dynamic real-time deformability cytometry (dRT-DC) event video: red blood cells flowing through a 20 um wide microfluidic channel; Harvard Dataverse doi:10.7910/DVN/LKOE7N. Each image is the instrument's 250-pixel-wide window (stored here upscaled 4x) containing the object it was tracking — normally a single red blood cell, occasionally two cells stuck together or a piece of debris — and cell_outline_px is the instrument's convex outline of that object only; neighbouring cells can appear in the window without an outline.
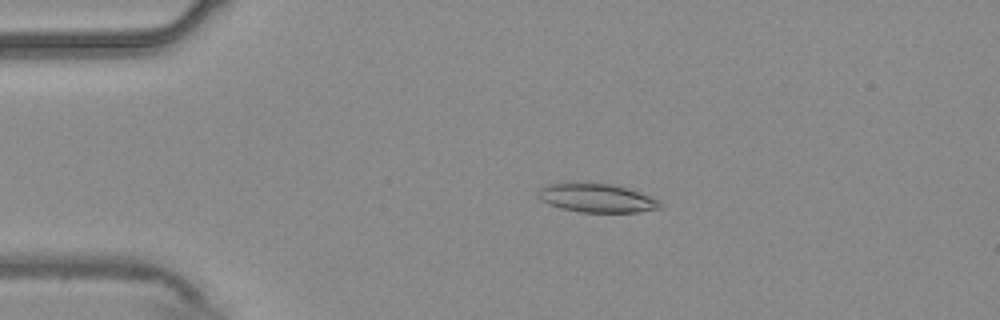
{"species": "common noctule bat (a hibernating species)", "species_latin": "Nyctalus noctula", "temperature_condition": "warm", "stored_images_in_passage": 23, "camera_frame_rate_fps": 3000, "um_per_image_px": 0.085, "animal": {"sex": "male", "body_mass_g": 20.4}, "frame": {"image": 1, "passage_image": 1, "time_ms": 0.0, "image_size_px": [1000, 320], "cell_outline_px": [[664, 204], [660, 208], [636, 212], [580, 212], [548, 204], [540, 200], [536, 192], [540, 188], [548, 184], [584, 180], [612, 184], [628, 188], [660, 200]], "centroid_in_image_um": [50.69, 16.79], "position_along_channel_um": 34.3, "area_um2": 20.98}}
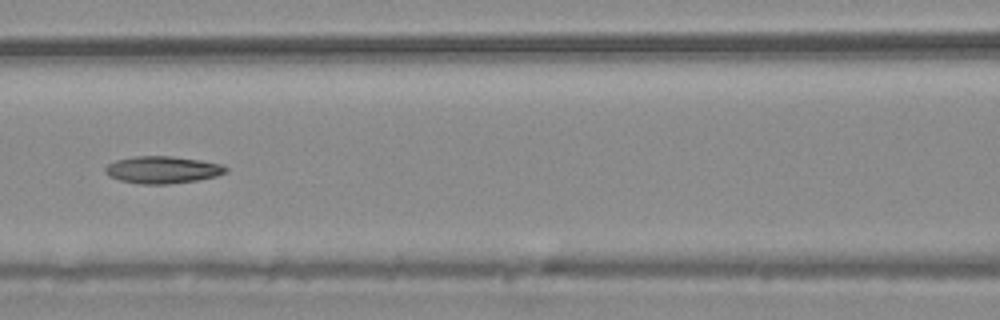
{"frame": {"image": 2, "passage_image": 14, "time_ms": 4.333, "image_size_px": [1000, 320], "cell_outline_px": [[228, 172], [216, 176], [196, 180], [168, 184], [140, 184], [120, 180], [108, 176], [104, 172], [104, 168], [108, 164], [116, 160], [136, 156], [172, 156], [200, 160], [220, 164], [228, 168]], "centroid_in_image_um": [13.79, 14.43], "position_along_channel_um": 152.8, "area_um2": 19.07}}
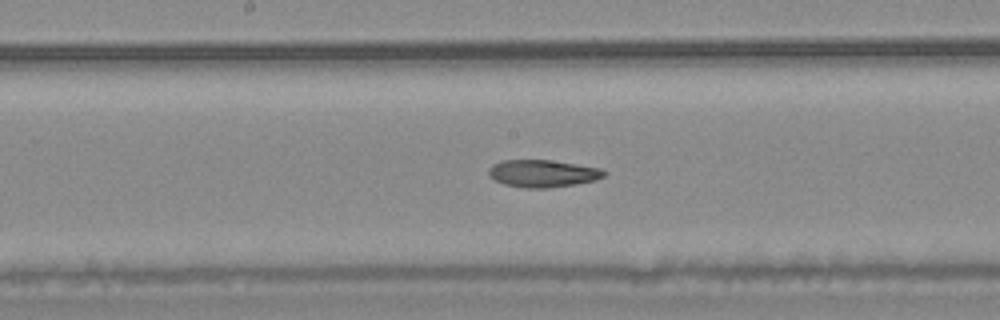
{"frame": {"image": 3, "passage_image": 18, "time_ms": 5.667, "image_size_px": [1000, 320], "cell_outline_px": [[608, 172], [604, 176], [596, 180], [576, 184], [548, 188], [524, 188], [504, 184], [496, 180], [488, 172], [488, 168], [492, 164], [500, 160], [548, 160], [576, 164], [600, 168]], "centroid_in_image_um": [46.14, 14.74], "position_along_channel_um": 202.1, "area_um2": 18.38}}